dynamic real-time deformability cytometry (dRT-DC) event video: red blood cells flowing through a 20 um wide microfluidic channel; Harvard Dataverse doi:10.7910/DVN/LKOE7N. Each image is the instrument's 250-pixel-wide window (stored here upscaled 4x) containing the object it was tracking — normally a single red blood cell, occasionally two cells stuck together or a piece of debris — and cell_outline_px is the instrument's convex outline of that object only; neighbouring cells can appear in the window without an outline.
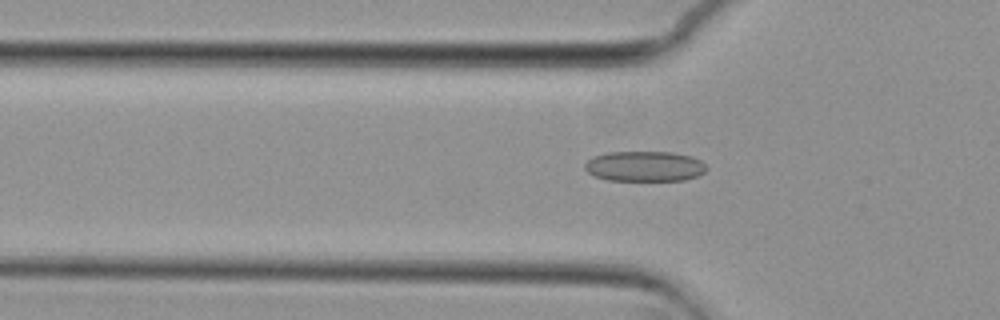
{"species": "common noctule bat (a hibernating species)", "species_latin": "Nyctalus noctula", "temperature_condition": "cold", "stored_images_in_passage": 43, "camera_frame_rate_fps": 3000, "um_per_image_px": 0.085, "animal": {"sex": "female", "body_mass_g": 29.2, "forearm_length_mm": 56.3}, "frame": {"image": 1, "passage_image": 6, "time_ms": 1.667, "image_size_px": [1000, 320], "cell_outline_px": [[708, 168], [704, 172], [696, 176], [684, 180], [608, 180], [592, 176], [584, 168], [584, 164], [592, 156], [608, 152], [672, 152], [692, 156], [700, 160]], "centroid_in_image_um": [54.76, 14.13], "position_along_channel_um": 71.0, "area_um2": 21.56}}
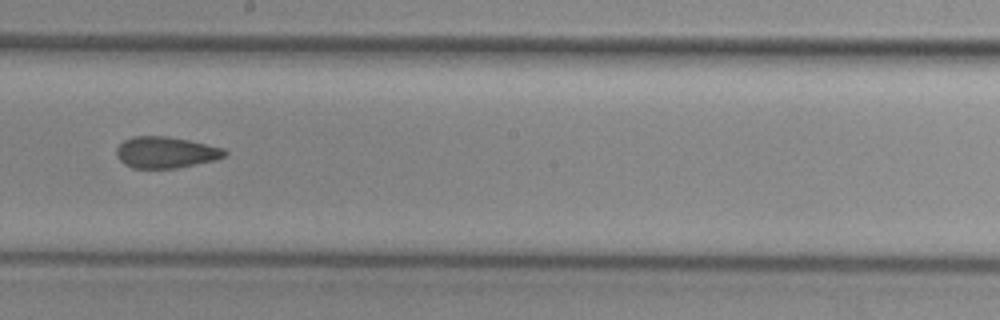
{"frame": {"image": 2, "passage_image": 19, "time_ms": 6.0, "image_size_px": [1000, 320], "cell_outline_px": [[228, 152], [224, 156], [216, 160], [176, 168], [132, 168], [124, 164], [116, 156], [116, 148], [124, 140], [132, 136], [168, 136], [188, 140], [224, 148]], "centroid_in_image_um": [14.07, 12.95], "position_along_channel_um": 234.1, "area_um2": 19.83}}
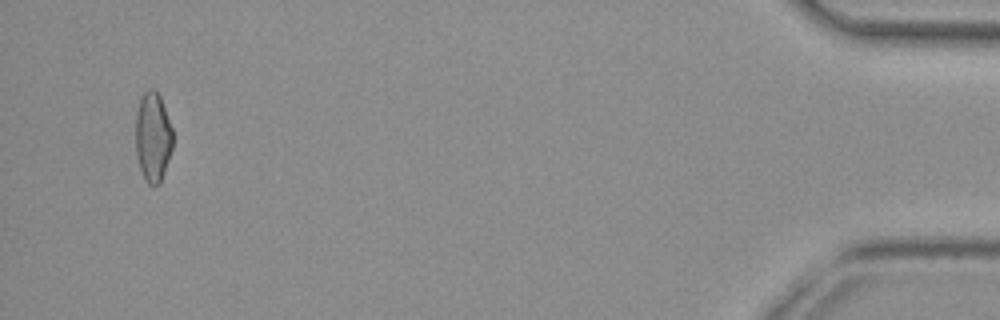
{"frame": {"image": 3, "passage_image": 41, "time_ms": 13.333, "image_size_px": [1000, 320], "cell_outline_px": [[172, 148], [160, 184], [148, 184], [140, 168], [136, 156], [136, 112], [140, 96], [148, 88], [152, 88], [160, 96], [172, 128]], "centroid_in_image_um": [12.98, 11.61], "position_along_channel_um": 422.2, "area_um2": 19.31}, "authors_computed_cell_mechanics": {"area_um2": 19.941, "velocity_mm_per_s": 3.7524, "shape_relaxation_time_tau1_ms": null, "shape_relaxation_time_tau2_ms": 2.1044, "deformation_change_tau1": null, "deformation_change_tau2": 0.0902}}